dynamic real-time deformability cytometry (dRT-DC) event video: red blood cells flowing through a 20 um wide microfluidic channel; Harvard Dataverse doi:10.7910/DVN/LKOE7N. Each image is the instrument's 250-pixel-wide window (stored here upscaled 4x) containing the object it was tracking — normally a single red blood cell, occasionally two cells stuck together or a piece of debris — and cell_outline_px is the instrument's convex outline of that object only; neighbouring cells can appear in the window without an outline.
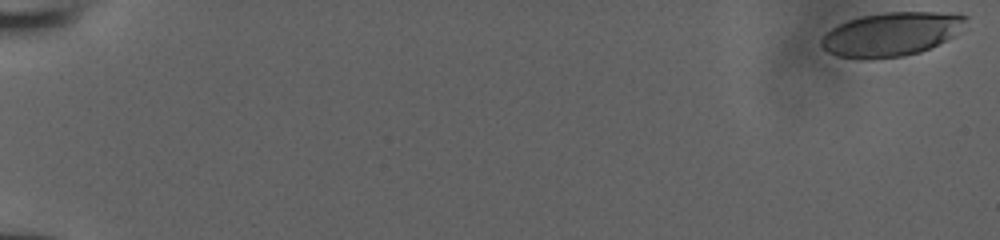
{"species": "human", "species_latin": "Homo sapiens", "temperature_condition": "room temperature", "stored_images_in_passage": 53, "camera_frame_rate_fps": 3000, "um_per_image_px": 0.085, "donor": {"sex": "male"}, "frame": {"image": 1, "passage_image": 1, "time_ms": 0.0, "image_size_px": [1000, 240], "cell_outline_px": [[968, 16], [952, 36], [920, 52], [904, 56], [872, 60], [860, 60], [836, 56], [828, 52], [820, 44], [820, 40], [832, 28], [848, 20], [864, 16], [884, 12], [932, 12]], "centroid_in_image_um": [75.65, 2.94], "position_along_channel_um": 9.3, "area_um2": 36.36}}
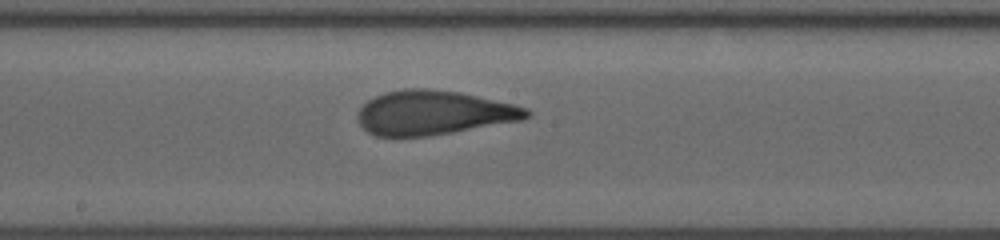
{"frame": {"image": 2, "passage_image": 31, "time_ms": 10.0, "image_size_px": [1000, 240], "cell_outline_px": [[532, 116], [520, 120], [452, 132], [428, 136], [376, 136], [368, 132], [360, 124], [356, 116], [360, 108], [368, 100], [376, 96], [388, 92], [404, 88], [424, 88], [460, 92], [512, 104], [528, 108], [532, 112]], "centroid_in_image_um": [36.85, 9.58], "position_along_channel_um": 211.4, "area_um2": 43.23}}
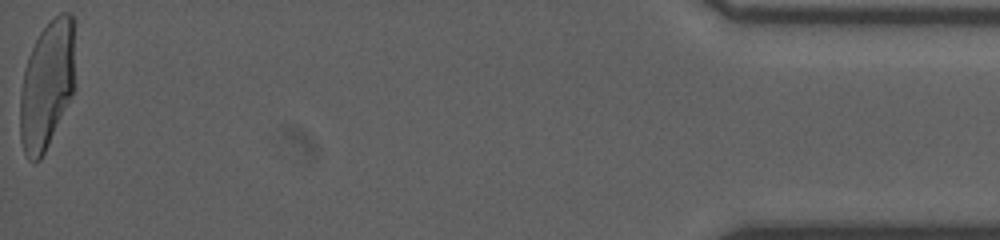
{"frame": {"image": 3, "passage_image": 53, "time_ms": 17.333, "image_size_px": [1000, 240], "cell_outline_px": [[72, 92], [48, 144], [40, 160], [36, 164], [32, 164], [28, 160], [24, 152], [20, 140], [20, 92], [24, 72], [28, 56], [40, 32], [60, 12], [72, 12]], "centroid_in_image_um": [3.92, 7.29], "position_along_channel_um": 431.3, "area_um2": 39.82}}